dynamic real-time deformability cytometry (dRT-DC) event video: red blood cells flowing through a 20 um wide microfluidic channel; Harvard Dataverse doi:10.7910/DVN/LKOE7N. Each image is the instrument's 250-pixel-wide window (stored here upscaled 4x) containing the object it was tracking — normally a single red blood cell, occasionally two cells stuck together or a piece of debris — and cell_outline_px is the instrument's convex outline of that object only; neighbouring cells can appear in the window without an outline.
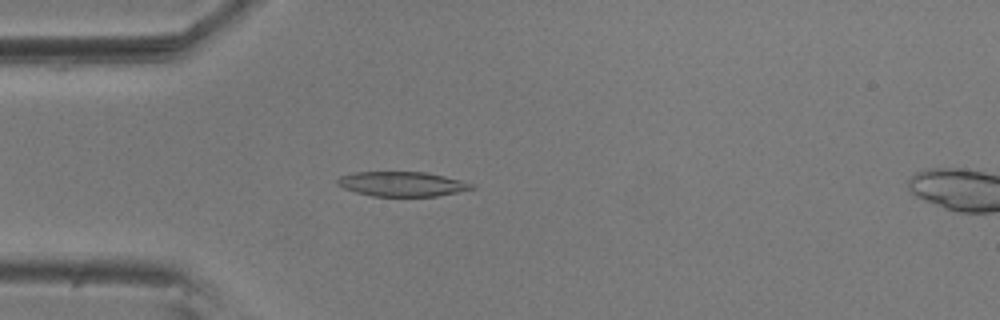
{"species": "common noctule bat (a hibernating species)", "species_latin": "Nyctalus noctula", "temperature_condition": "room temperature", "stored_images_in_passage": 55, "camera_frame_rate_fps": 3000, "um_per_image_px": 0.085, "animal": {"sex": "male", "body_mass_g": 20.5, "forearm_length_mm": 52.5}, "frame": {"image": 1, "passage_image": 14, "time_ms": 4.333, "image_size_px": [1000, 320], "cell_outline_px": [[476, 188], [436, 196], [372, 196], [356, 192], [344, 188], [336, 184], [336, 180], [340, 176], [356, 172], [428, 172], [460, 180], [472, 184]], "centroid_in_image_um": [34.15, 15.63], "position_along_channel_um": 50.9, "area_um2": 19.19}}
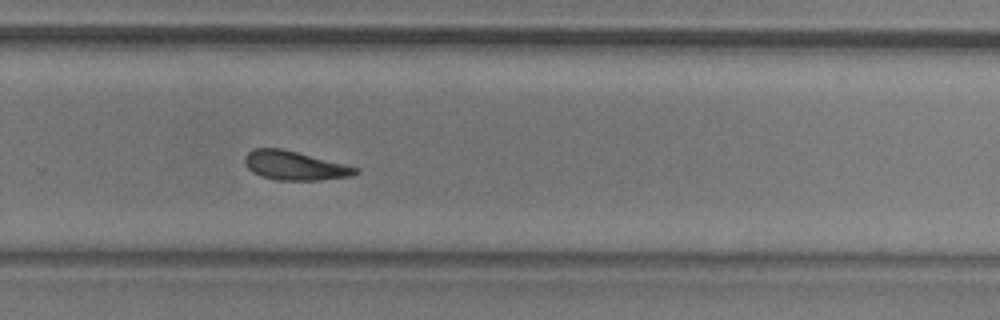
{"frame": {"image": 2, "passage_image": 36, "time_ms": 11.667, "image_size_px": [1000, 320], "cell_outline_px": [[360, 172], [352, 176], [320, 180], [276, 180], [260, 176], [252, 172], [244, 164], [244, 156], [252, 148], [280, 148], [360, 168]], "centroid_in_image_um": [25.02, 14.08], "position_along_channel_um": 304.8, "area_um2": 18.73}}
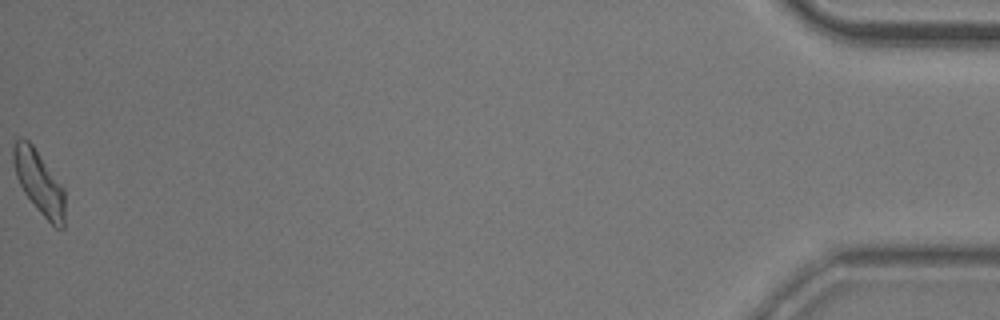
{"frame": {"image": 3, "passage_image": 55, "time_ms": 18.0, "image_size_px": [1000, 320], "cell_outline_px": [[64, 228], [56, 228], [36, 208], [24, 192], [16, 176], [12, 160], [12, 148], [16, 140], [20, 136], [28, 140], [32, 144], [64, 188]], "centroid_in_image_um": [3.3, 15.47], "position_along_channel_um": 431.9, "area_um2": 18.9}, "authors_computed_cell_mechanics": {"area_um2": 19.2474, "velocity_mm_per_s": 3.5986, "shape_relaxation_time_tau1_ms": 4.7186, "shape_relaxation_time_tau2_ms": 6.6413, "deformation_change_tau1": 0.1277, "deformation_change_tau2": 0.1661}}